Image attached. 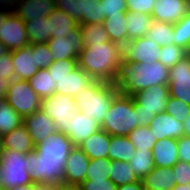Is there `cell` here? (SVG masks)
I'll use <instances>...</instances> for the list:
<instances>
[{"label": "cell", "instance_id": "cell-7", "mask_svg": "<svg viewBox=\"0 0 190 190\" xmlns=\"http://www.w3.org/2000/svg\"><path fill=\"white\" fill-rule=\"evenodd\" d=\"M41 110L55 121L58 132L65 135L70 132L71 115L79 112L74 97L58 93L42 99Z\"/></svg>", "mask_w": 190, "mask_h": 190}, {"label": "cell", "instance_id": "cell-3", "mask_svg": "<svg viewBox=\"0 0 190 190\" xmlns=\"http://www.w3.org/2000/svg\"><path fill=\"white\" fill-rule=\"evenodd\" d=\"M118 93L119 90L114 83L94 80L76 95L75 101L79 112L101 125L112 100Z\"/></svg>", "mask_w": 190, "mask_h": 190}, {"label": "cell", "instance_id": "cell-29", "mask_svg": "<svg viewBox=\"0 0 190 190\" xmlns=\"http://www.w3.org/2000/svg\"><path fill=\"white\" fill-rule=\"evenodd\" d=\"M128 42L140 37H145L149 31L152 17L149 14L126 12Z\"/></svg>", "mask_w": 190, "mask_h": 190}, {"label": "cell", "instance_id": "cell-48", "mask_svg": "<svg viewBox=\"0 0 190 190\" xmlns=\"http://www.w3.org/2000/svg\"><path fill=\"white\" fill-rule=\"evenodd\" d=\"M172 170L176 176V185H190V163L179 160Z\"/></svg>", "mask_w": 190, "mask_h": 190}, {"label": "cell", "instance_id": "cell-37", "mask_svg": "<svg viewBox=\"0 0 190 190\" xmlns=\"http://www.w3.org/2000/svg\"><path fill=\"white\" fill-rule=\"evenodd\" d=\"M84 47L111 41L103 23L79 25Z\"/></svg>", "mask_w": 190, "mask_h": 190}, {"label": "cell", "instance_id": "cell-18", "mask_svg": "<svg viewBox=\"0 0 190 190\" xmlns=\"http://www.w3.org/2000/svg\"><path fill=\"white\" fill-rule=\"evenodd\" d=\"M156 140L167 138L179 139L184 136L183 123L177 121L174 117L166 112L156 114L148 125Z\"/></svg>", "mask_w": 190, "mask_h": 190}, {"label": "cell", "instance_id": "cell-45", "mask_svg": "<svg viewBox=\"0 0 190 190\" xmlns=\"http://www.w3.org/2000/svg\"><path fill=\"white\" fill-rule=\"evenodd\" d=\"M32 54H35L36 68H48L53 62V56L46 43L32 44Z\"/></svg>", "mask_w": 190, "mask_h": 190}, {"label": "cell", "instance_id": "cell-11", "mask_svg": "<svg viewBox=\"0 0 190 190\" xmlns=\"http://www.w3.org/2000/svg\"><path fill=\"white\" fill-rule=\"evenodd\" d=\"M46 44L54 61L77 59L84 47L79 24L67 36L50 38Z\"/></svg>", "mask_w": 190, "mask_h": 190}, {"label": "cell", "instance_id": "cell-26", "mask_svg": "<svg viewBox=\"0 0 190 190\" xmlns=\"http://www.w3.org/2000/svg\"><path fill=\"white\" fill-rule=\"evenodd\" d=\"M145 189L172 190L176 185V176L172 167H155L142 179Z\"/></svg>", "mask_w": 190, "mask_h": 190}, {"label": "cell", "instance_id": "cell-51", "mask_svg": "<svg viewBox=\"0 0 190 190\" xmlns=\"http://www.w3.org/2000/svg\"><path fill=\"white\" fill-rule=\"evenodd\" d=\"M81 190H117L111 180L84 181L79 185Z\"/></svg>", "mask_w": 190, "mask_h": 190}, {"label": "cell", "instance_id": "cell-55", "mask_svg": "<svg viewBox=\"0 0 190 190\" xmlns=\"http://www.w3.org/2000/svg\"><path fill=\"white\" fill-rule=\"evenodd\" d=\"M10 80L4 79L0 76V99H4L6 96V91L9 87Z\"/></svg>", "mask_w": 190, "mask_h": 190}, {"label": "cell", "instance_id": "cell-58", "mask_svg": "<svg viewBox=\"0 0 190 190\" xmlns=\"http://www.w3.org/2000/svg\"><path fill=\"white\" fill-rule=\"evenodd\" d=\"M39 190H60V184L40 185Z\"/></svg>", "mask_w": 190, "mask_h": 190}, {"label": "cell", "instance_id": "cell-35", "mask_svg": "<svg viewBox=\"0 0 190 190\" xmlns=\"http://www.w3.org/2000/svg\"><path fill=\"white\" fill-rule=\"evenodd\" d=\"M110 167L109 178L116 186L139 181L128 162L111 161Z\"/></svg>", "mask_w": 190, "mask_h": 190}, {"label": "cell", "instance_id": "cell-57", "mask_svg": "<svg viewBox=\"0 0 190 190\" xmlns=\"http://www.w3.org/2000/svg\"><path fill=\"white\" fill-rule=\"evenodd\" d=\"M183 126H184V136L190 137V114L186 119H184Z\"/></svg>", "mask_w": 190, "mask_h": 190}, {"label": "cell", "instance_id": "cell-46", "mask_svg": "<svg viewBox=\"0 0 190 190\" xmlns=\"http://www.w3.org/2000/svg\"><path fill=\"white\" fill-rule=\"evenodd\" d=\"M165 112L174 117L177 121L183 123L184 119L190 114V105L169 96Z\"/></svg>", "mask_w": 190, "mask_h": 190}, {"label": "cell", "instance_id": "cell-54", "mask_svg": "<svg viewBox=\"0 0 190 190\" xmlns=\"http://www.w3.org/2000/svg\"><path fill=\"white\" fill-rule=\"evenodd\" d=\"M19 0H0V10L13 12Z\"/></svg>", "mask_w": 190, "mask_h": 190}, {"label": "cell", "instance_id": "cell-20", "mask_svg": "<svg viewBox=\"0 0 190 190\" xmlns=\"http://www.w3.org/2000/svg\"><path fill=\"white\" fill-rule=\"evenodd\" d=\"M100 129V125L95 120L78 112L76 115H71L70 132L67 137L71 140L73 146H80L84 140Z\"/></svg>", "mask_w": 190, "mask_h": 190}, {"label": "cell", "instance_id": "cell-15", "mask_svg": "<svg viewBox=\"0 0 190 190\" xmlns=\"http://www.w3.org/2000/svg\"><path fill=\"white\" fill-rule=\"evenodd\" d=\"M90 158L79 148L74 146L66 160L64 173H63V184L79 186L86 180V174Z\"/></svg>", "mask_w": 190, "mask_h": 190}, {"label": "cell", "instance_id": "cell-31", "mask_svg": "<svg viewBox=\"0 0 190 190\" xmlns=\"http://www.w3.org/2000/svg\"><path fill=\"white\" fill-rule=\"evenodd\" d=\"M28 82L35 93L41 98H49L56 93V86L47 68L40 69Z\"/></svg>", "mask_w": 190, "mask_h": 190}, {"label": "cell", "instance_id": "cell-5", "mask_svg": "<svg viewBox=\"0 0 190 190\" xmlns=\"http://www.w3.org/2000/svg\"><path fill=\"white\" fill-rule=\"evenodd\" d=\"M134 108L138 112V126H148L156 114L166 111L169 86L158 84L132 95Z\"/></svg>", "mask_w": 190, "mask_h": 190}, {"label": "cell", "instance_id": "cell-34", "mask_svg": "<svg viewBox=\"0 0 190 190\" xmlns=\"http://www.w3.org/2000/svg\"><path fill=\"white\" fill-rule=\"evenodd\" d=\"M23 122L24 118L7 103L6 99H0V135L10 133Z\"/></svg>", "mask_w": 190, "mask_h": 190}, {"label": "cell", "instance_id": "cell-6", "mask_svg": "<svg viewBox=\"0 0 190 190\" xmlns=\"http://www.w3.org/2000/svg\"><path fill=\"white\" fill-rule=\"evenodd\" d=\"M27 154L3 150L0 156V190L33 183L28 171Z\"/></svg>", "mask_w": 190, "mask_h": 190}, {"label": "cell", "instance_id": "cell-1", "mask_svg": "<svg viewBox=\"0 0 190 190\" xmlns=\"http://www.w3.org/2000/svg\"><path fill=\"white\" fill-rule=\"evenodd\" d=\"M123 61V47L112 41L83 47L77 58L78 66L89 76L107 83H115Z\"/></svg>", "mask_w": 190, "mask_h": 190}, {"label": "cell", "instance_id": "cell-36", "mask_svg": "<svg viewBox=\"0 0 190 190\" xmlns=\"http://www.w3.org/2000/svg\"><path fill=\"white\" fill-rule=\"evenodd\" d=\"M129 165L137 178L142 180L155 168L152 151H136Z\"/></svg>", "mask_w": 190, "mask_h": 190}, {"label": "cell", "instance_id": "cell-2", "mask_svg": "<svg viewBox=\"0 0 190 190\" xmlns=\"http://www.w3.org/2000/svg\"><path fill=\"white\" fill-rule=\"evenodd\" d=\"M169 69L159 61L150 64L123 61L114 84L119 93L132 96L158 84L168 85Z\"/></svg>", "mask_w": 190, "mask_h": 190}, {"label": "cell", "instance_id": "cell-52", "mask_svg": "<svg viewBox=\"0 0 190 190\" xmlns=\"http://www.w3.org/2000/svg\"><path fill=\"white\" fill-rule=\"evenodd\" d=\"M177 145L179 160L190 163V137L182 136L177 139Z\"/></svg>", "mask_w": 190, "mask_h": 190}, {"label": "cell", "instance_id": "cell-27", "mask_svg": "<svg viewBox=\"0 0 190 190\" xmlns=\"http://www.w3.org/2000/svg\"><path fill=\"white\" fill-rule=\"evenodd\" d=\"M136 152L135 146L127 136H111L108 159L110 161L130 162Z\"/></svg>", "mask_w": 190, "mask_h": 190}, {"label": "cell", "instance_id": "cell-10", "mask_svg": "<svg viewBox=\"0 0 190 190\" xmlns=\"http://www.w3.org/2000/svg\"><path fill=\"white\" fill-rule=\"evenodd\" d=\"M73 147L74 146L67 135L57 131L50 134L44 142L35 146L37 160L65 164Z\"/></svg>", "mask_w": 190, "mask_h": 190}, {"label": "cell", "instance_id": "cell-39", "mask_svg": "<svg viewBox=\"0 0 190 190\" xmlns=\"http://www.w3.org/2000/svg\"><path fill=\"white\" fill-rule=\"evenodd\" d=\"M174 44L190 51V11L173 25Z\"/></svg>", "mask_w": 190, "mask_h": 190}, {"label": "cell", "instance_id": "cell-56", "mask_svg": "<svg viewBox=\"0 0 190 190\" xmlns=\"http://www.w3.org/2000/svg\"><path fill=\"white\" fill-rule=\"evenodd\" d=\"M39 187H40L39 184L31 183V184L22 185V186H16L9 190H39Z\"/></svg>", "mask_w": 190, "mask_h": 190}, {"label": "cell", "instance_id": "cell-22", "mask_svg": "<svg viewBox=\"0 0 190 190\" xmlns=\"http://www.w3.org/2000/svg\"><path fill=\"white\" fill-rule=\"evenodd\" d=\"M55 9L54 0H19L13 13L24 22L46 17Z\"/></svg>", "mask_w": 190, "mask_h": 190}, {"label": "cell", "instance_id": "cell-53", "mask_svg": "<svg viewBox=\"0 0 190 190\" xmlns=\"http://www.w3.org/2000/svg\"><path fill=\"white\" fill-rule=\"evenodd\" d=\"M117 190H145V188L142 180H139L126 185L117 186Z\"/></svg>", "mask_w": 190, "mask_h": 190}, {"label": "cell", "instance_id": "cell-42", "mask_svg": "<svg viewBox=\"0 0 190 190\" xmlns=\"http://www.w3.org/2000/svg\"><path fill=\"white\" fill-rule=\"evenodd\" d=\"M103 23L100 0H83V25Z\"/></svg>", "mask_w": 190, "mask_h": 190}, {"label": "cell", "instance_id": "cell-17", "mask_svg": "<svg viewBox=\"0 0 190 190\" xmlns=\"http://www.w3.org/2000/svg\"><path fill=\"white\" fill-rule=\"evenodd\" d=\"M23 124L29 132L33 144L36 146L58 130L55 121L41 109L24 118Z\"/></svg>", "mask_w": 190, "mask_h": 190}, {"label": "cell", "instance_id": "cell-13", "mask_svg": "<svg viewBox=\"0 0 190 190\" xmlns=\"http://www.w3.org/2000/svg\"><path fill=\"white\" fill-rule=\"evenodd\" d=\"M0 42L14 51L30 44L25 22L15 13H10L0 27Z\"/></svg>", "mask_w": 190, "mask_h": 190}, {"label": "cell", "instance_id": "cell-33", "mask_svg": "<svg viewBox=\"0 0 190 190\" xmlns=\"http://www.w3.org/2000/svg\"><path fill=\"white\" fill-rule=\"evenodd\" d=\"M160 47L174 44L173 24L152 20L149 31L145 35Z\"/></svg>", "mask_w": 190, "mask_h": 190}, {"label": "cell", "instance_id": "cell-59", "mask_svg": "<svg viewBox=\"0 0 190 190\" xmlns=\"http://www.w3.org/2000/svg\"><path fill=\"white\" fill-rule=\"evenodd\" d=\"M11 12H8L6 10H0V27L3 25L6 17L10 14Z\"/></svg>", "mask_w": 190, "mask_h": 190}, {"label": "cell", "instance_id": "cell-8", "mask_svg": "<svg viewBox=\"0 0 190 190\" xmlns=\"http://www.w3.org/2000/svg\"><path fill=\"white\" fill-rule=\"evenodd\" d=\"M5 99L23 118L41 109L42 99L26 80L13 79L9 83Z\"/></svg>", "mask_w": 190, "mask_h": 190}, {"label": "cell", "instance_id": "cell-32", "mask_svg": "<svg viewBox=\"0 0 190 190\" xmlns=\"http://www.w3.org/2000/svg\"><path fill=\"white\" fill-rule=\"evenodd\" d=\"M25 27L30 44L46 43L51 38L50 21L47 16L27 21Z\"/></svg>", "mask_w": 190, "mask_h": 190}, {"label": "cell", "instance_id": "cell-23", "mask_svg": "<svg viewBox=\"0 0 190 190\" xmlns=\"http://www.w3.org/2000/svg\"><path fill=\"white\" fill-rule=\"evenodd\" d=\"M152 156L155 167H173L179 161L177 139L157 140L152 149Z\"/></svg>", "mask_w": 190, "mask_h": 190}, {"label": "cell", "instance_id": "cell-30", "mask_svg": "<svg viewBox=\"0 0 190 190\" xmlns=\"http://www.w3.org/2000/svg\"><path fill=\"white\" fill-rule=\"evenodd\" d=\"M51 38L67 36L78 23L64 11L55 8L48 16Z\"/></svg>", "mask_w": 190, "mask_h": 190}, {"label": "cell", "instance_id": "cell-60", "mask_svg": "<svg viewBox=\"0 0 190 190\" xmlns=\"http://www.w3.org/2000/svg\"><path fill=\"white\" fill-rule=\"evenodd\" d=\"M60 190H81L79 186L60 184Z\"/></svg>", "mask_w": 190, "mask_h": 190}, {"label": "cell", "instance_id": "cell-14", "mask_svg": "<svg viewBox=\"0 0 190 190\" xmlns=\"http://www.w3.org/2000/svg\"><path fill=\"white\" fill-rule=\"evenodd\" d=\"M160 46L146 37L129 41L124 47V62L153 63L159 60Z\"/></svg>", "mask_w": 190, "mask_h": 190}, {"label": "cell", "instance_id": "cell-24", "mask_svg": "<svg viewBox=\"0 0 190 190\" xmlns=\"http://www.w3.org/2000/svg\"><path fill=\"white\" fill-rule=\"evenodd\" d=\"M2 142L3 150H13L23 154L35 150V145L24 124L3 135Z\"/></svg>", "mask_w": 190, "mask_h": 190}, {"label": "cell", "instance_id": "cell-44", "mask_svg": "<svg viewBox=\"0 0 190 190\" xmlns=\"http://www.w3.org/2000/svg\"><path fill=\"white\" fill-rule=\"evenodd\" d=\"M78 66L77 59H67L54 61L48 68L50 76H52L54 84H57L63 77L68 75Z\"/></svg>", "mask_w": 190, "mask_h": 190}, {"label": "cell", "instance_id": "cell-16", "mask_svg": "<svg viewBox=\"0 0 190 190\" xmlns=\"http://www.w3.org/2000/svg\"><path fill=\"white\" fill-rule=\"evenodd\" d=\"M190 11V0H155L152 20L175 24Z\"/></svg>", "mask_w": 190, "mask_h": 190}, {"label": "cell", "instance_id": "cell-49", "mask_svg": "<svg viewBox=\"0 0 190 190\" xmlns=\"http://www.w3.org/2000/svg\"><path fill=\"white\" fill-rule=\"evenodd\" d=\"M154 3L155 0H126V7L128 12H138L151 15Z\"/></svg>", "mask_w": 190, "mask_h": 190}, {"label": "cell", "instance_id": "cell-9", "mask_svg": "<svg viewBox=\"0 0 190 190\" xmlns=\"http://www.w3.org/2000/svg\"><path fill=\"white\" fill-rule=\"evenodd\" d=\"M28 171L33 183L39 185L63 184L65 164L60 162L38 161L37 152L34 150L26 156Z\"/></svg>", "mask_w": 190, "mask_h": 190}, {"label": "cell", "instance_id": "cell-43", "mask_svg": "<svg viewBox=\"0 0 190 190\" xmlns=\"http://www.w3.org/2000/svg\"><path fill=\"white\" fill-rule=\"evenodd\" d=\"M55 8L64 11L79 25H83V0H54Z\"/></svg>", "mask_w": 190, "mask_h": 190}, {"label": "cell", "instance_id": "cell-63", "mask_svg": "<svg viewBox=\"0 0 190 190\" xmlns=\"http://www.w3.org/2000/svg\"><path fill=\"white\" fill-rule=\"evenodd\" d=\"M3 153V142H2V136L0 135V156Z\"/></svg>", "mask_w": 190, "mask_h": 190}, {"label": "cell", "instance_id": "cell-50", "mask_svg": "<svg viewBox=\"0 0 190 190\" xmlns=\"http://www.w3.org/2000/svg\"><path fill=\"white\" fill-rule=\"evenodd\" d=\"M0 76L4 79H14V64L12 62L11 51L0 57Z\"/></svg>", "mask_w": 190, "mask_h": 190}, {"label": "cell", "instance_id": "cell-62", "mask_svg": "<svg viewBox=\"0 0 190 190\" xmlns=\"http://www.w3.org/2000/svg\"><path fill=\"white\" fill-rule=\"evenodd\" d=\"M9 50L0 42V57L6 54Z\"/></svg>", "mask_w": 190, "mask_h": 190}, {"label": "cell", "instance_id": "cell-28", "mask_svg": "<svg viewBox=\"0 0 190 190\" xmlns=\"http://www.w3.org/2000/svg\"><path fill=\"white\" fill-rule=\"evenodd\" d=\"M103 25L112 42L120 44L122 47L128 43L126 13L105 17Z\"/></svg>", "mask_w": 190, "mask_h": 190}, {"label": "cell", "instance_id": "cell-38", "mask_svg": "<svg viewBox=\"0 0 190 190\" xmlns=\"http://www.w3.org/2000/svg\"><path fill=\"white\" fill-rule=\"evenodd\" d=\"M127 137L135 146L136 151H152L157 141L148 126L136 127Z\"/></svg>", "mask_w": 190, "mask_h": 190}, {"label": "cell", "instance_id": "cell-25", "mask_svg": "<svg viewBox=\"0 0 190 190\" xmlns=\"http://www.w3.org/2000/svg\"><path fill=\"white\" fill-rule=\"evenodd\" d=\"M111 135L100 129L84 140L79 148L90 158H108Z\"/></svg>", "mask_w": 190, "mask_h": 190}, {"label": "cell", "instance_id": "cell-61", "mask_svg": "<svg viewBox=\"0 0 190 190\" xmlns=\"http://www.w3.org/2000/svg\"><path fill=\"white\" fill-rule=\"evenodd\" d=\"M172 190H190V185H175V187Z\"/></svg>", "mask_w": 190, "mask_h": 190}, {"label": "cell", "instance_id": "cell-21", "mask_svg": "<svg viewBox=\"0 0 190 190\" xmlns=\"http://www.w3.org/2000/svg\"><path fill=\"white\" fill-rule=\"evenodd\" d=\"M93 81L94 79L91 76L77 66L57 83L56 93L75 98L79 92L87 88Z\"/></svg>", "mask_w": 190, "mask_h": 190}, {"label": "cell", "instance_id": "cell-40", "mask_svg": "<svg viewBox=\"0 0 190 190\" xmlns=\"http://www.w3.org/2000/svg\"><path fill=\"white\" fill-rule=\"evenodd\" d=\"M110 162L108 158L90 159L85 181L110 180Z\"/></svg>", "mask_w": 190, "mask_h": 190}, {"label": "cell", "instance_id": "cell-4", "mask_svg": "<svg viewBox=\"0 0 190 190\" xmlns=\"http://www.w3.org/2000/svg\"><path fill=\"white\" fill-rule=\"evenodd\" d=\"M100 127L111 136H128L138 127V112L134 108L133 97L118 93Z\"/></svg>", "mask_w": 190, "mask_h": 190}, {"label": "cell", "instance_id": "cell-47", "mask_svg": "<svg viewBox=\"0 0 190 190\" xmlns=\"http://www.w3.org/2000/svg\"><path fill=\"white\" fill-rule=\"evenodd\" d=\"M103 10V21L105 17L124 15L127 12L126 0H100Z\"/></svg>", "mask_w": 190, "mask_h": 190}, {"label": "cell", "instance_id": "cell-12", "mask_svg": "<svg viewBox=\"0 0 190 190\" xmlns=\"http://www.w3.org/2000/svg\"><path fill=\"white\" fill-rule=\"evenodd\" d=\"M169 96L190 105V55L169 69Z\"/></svg>", "mask_w": 190, "mask_h": 190}, {"label": "cell", "instance_id": "cell-19", "mask_svg": "<svg viewBox=\"0 0 190 190\" xmlns=\"http://www.w3.org/2000/svg\"><path fill=\"white\" fill-rule=\"evenodd\" d=\"M11 57L14 64V79L28 81L38 73L39 69L36 68L35 54H32V44L11 51Z\"/></svg>", "mask_w": 190, "mask_h": 190}, {"label": "cell", "instance_id": "cell-41", "mask_svg": "<svg viewBox=\"0 0 190 190\" xmlns=\"http://www.w3.org/2000/svg\"><path fill=\"white\" fill-rule=\"evenodd\" d=\"M188 52L175 44L164 45L160 48L159 62L165 67L171 68L177 64L182 58H184Z\"/></svg>", "mask_w": 190, "mask_h": 190}]
</instances>
